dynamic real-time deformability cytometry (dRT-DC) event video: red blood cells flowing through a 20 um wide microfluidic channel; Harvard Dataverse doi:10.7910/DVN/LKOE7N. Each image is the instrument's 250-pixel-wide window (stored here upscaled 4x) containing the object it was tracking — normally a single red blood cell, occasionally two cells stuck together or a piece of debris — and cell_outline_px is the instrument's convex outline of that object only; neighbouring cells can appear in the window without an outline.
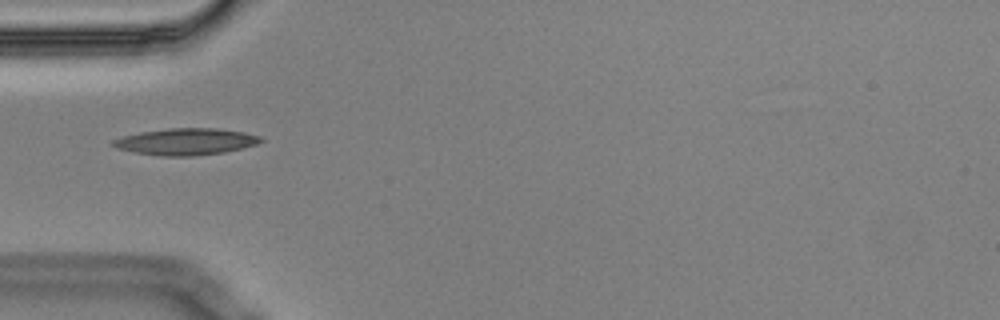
{"species": "Egyptian fruit bat (a non-hibernating species)", "species_latin": "Rousettus aegyptiacus", "temperature_condition": "cold", "stored_images_in_passage": 10, "camera_frame_rate_fps": 3000, "um_per_image_px": 0.085, "animal": {"sex": "male"}, "frame": {"image": 1, "passage_image": 6, "time_ms": 1.667, "image_size_px": [1000, 320], "cell_outline_px": [[264, 140], [256, 144], [224, 152], [192, 156], [160, 156], [136, 152], [116, 148], [108, 144], [112, 140], [124, 136], [140, 132], [168, 128], [216, 128], [244, 132], [260, 136]], "centroid_in_image_um": [15.77, 12.03], "position_along_channel_um": 69.2, "area_um2": 22.89}}
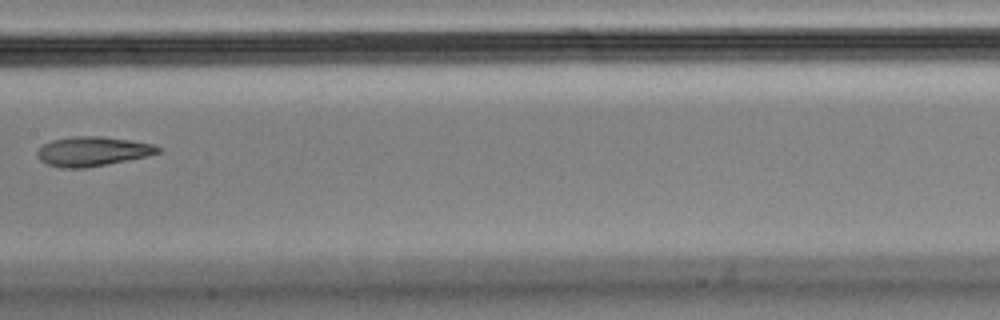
{"frame": {"image": 2, "passage_image": 9, "time_ms": 2.667, "image_size_px": [1000, 320], "cell_outline_px": [[164, 148], [160, 152], [148, 156], [84, 168], [60, 168], [48, 164], [40, 160], [36, 156], [36, 152], [44, 144], [52, 140], [72, 136], [104, 136], [132, 140], [152, 144]], "centroid_in_image_um": [7.88, 12.86], "position_along_channel_um": 199.5, "area_um2": 20.81}}
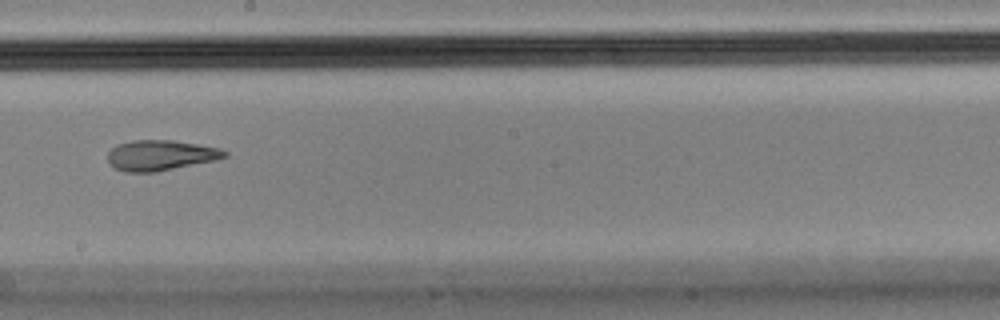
{"frame": {"image": 3, "passage_image": 10, "time_ms": 3.0, "image_size_px": [1000, 320], "cell_outline_px": [[228, 156], [216, 160], [156, 172], [124, 172], [116, 168], [108, 160], [108, 152], [112, 148], [120, 144], [132, 140], [172, 140], [220, 148], [228, 152]], "centroid_in_image_um": [13.67, 13.2], "position_along_channel_um": 234.5, "area_um2": 20.58}}